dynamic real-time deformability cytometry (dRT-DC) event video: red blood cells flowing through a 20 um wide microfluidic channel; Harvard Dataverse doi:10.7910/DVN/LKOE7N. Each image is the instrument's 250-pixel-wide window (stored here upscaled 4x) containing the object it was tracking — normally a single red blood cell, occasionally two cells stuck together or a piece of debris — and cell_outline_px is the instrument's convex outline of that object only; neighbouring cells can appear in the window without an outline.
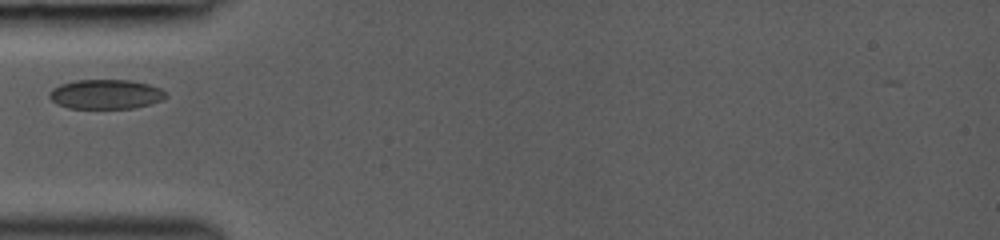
{"species": "common noctule bat (a hibernating species)", "species_latin": "Nyctalus noctula", "temperature_condition": "room temperature", "stored_images_in_passage": 17, "camera_frame_rate_fps": 3000, "um_per_image_px": 0.085, "animal": {"sex": "female", "body_mass_g": 19.0, "forearm_length_mm": 53.3}, "frame": {"image": 1, "passage_image": 1, "time_ms": 0.0, "image_size_px": [1000, 240], "cell_outline_px": [[168, 96], [164, 100], [132, 108], [68, 108], [56, 104], [48, 96], [48, 92], [52, 88], [60, 84], [76, 80], [132, 80], [148, 84], [160, 88], [168, 92]], "centroid_in_image_um": [8.99, 8.0], "position_along_channel_um": 76.0, "area_um2": 20.23}}
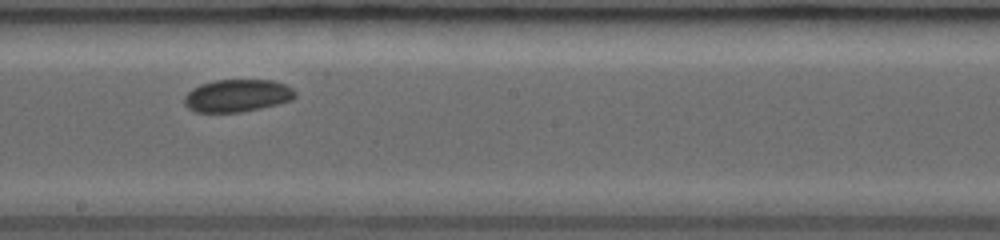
{"frame": {"image": 2, "passage_image": 6, "time_ms": 3.667, "image_size_px": [1000, 240], "cell_outline_px": [[296, 96], [292, 100], [260, 108], [240, 112], [196, 112], [188, 108], [184, 104], [184, 96], [192, 88], [200, 84], [216, 80], [272, 80], [284, 84], [292, 88], [296, 92]], "centroid_in_image_um": [20.15, 8.13], "position_along_channel_um": 228.1, "area_um2": 20.98}}
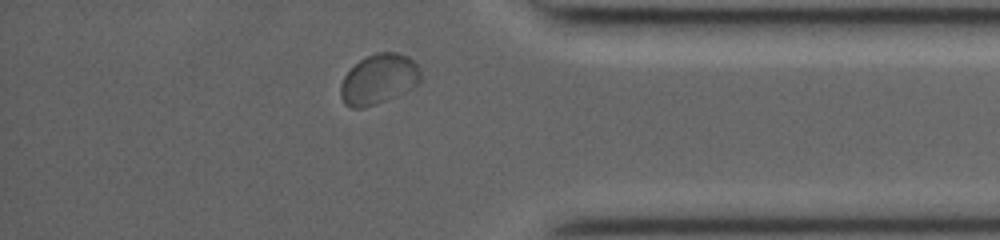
{"frame": {"image": 3, "passage_image": 15, "time_ms": 8.0, "image_size_px": [1000, 240], "cell_outline_px": [[420, 80], [412, 88], [404, 92], [364, 108], [352, 108], [344, 104], [340, 96], [340, 84], [344, 76], [360, 60], [376, 52], [396, 52], [408, 56], [420, 68]], "centroid_in_image_um": [32.17, 6.73], "position_along_channel_um": 403.0, "area_um2": 23.12}}